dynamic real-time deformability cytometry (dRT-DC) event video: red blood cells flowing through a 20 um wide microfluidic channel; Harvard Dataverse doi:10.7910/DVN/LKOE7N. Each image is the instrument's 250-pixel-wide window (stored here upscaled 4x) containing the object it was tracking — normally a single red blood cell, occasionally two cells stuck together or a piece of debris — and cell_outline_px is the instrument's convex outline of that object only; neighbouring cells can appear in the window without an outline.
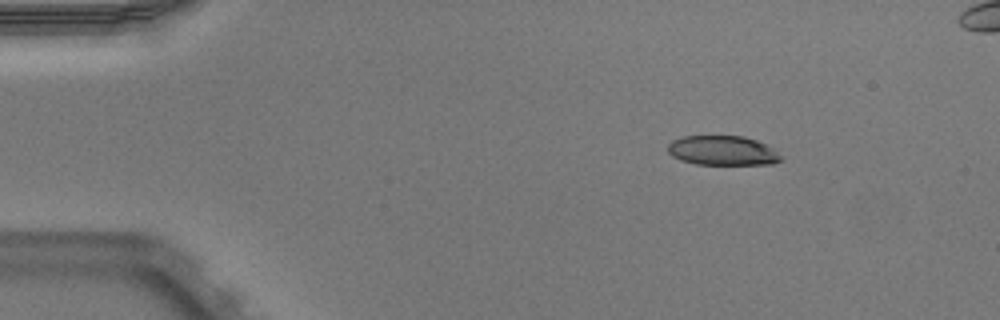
{"species": "Egyptian fruit bat (a non-hibernating species)", "species_latin": "Rousettus aegyptiacus", "temperature_condition": "warm", "stored_images_in_passage": 44, "camera_frame_rate_fps": 3000, "um_per_image_px": 0.085, "animal": {"sex": "male"}, "frame": {"image": 1, "passage_image": 1, "time_ms": 0.0, "image_size_px": [1000, 320], "cell_outline_px": [[784, 160], [772, 164], [696, 164], [680, 160], [672, 156], [668, 152], [668, 144], [672, 140], [680, 136], [744, 136], [756, 140], [772, 148]], "centroid_in_image_um": [61.39, 12.79], "position_along_channel_um": 23.6, "area_um2": 19.48}}
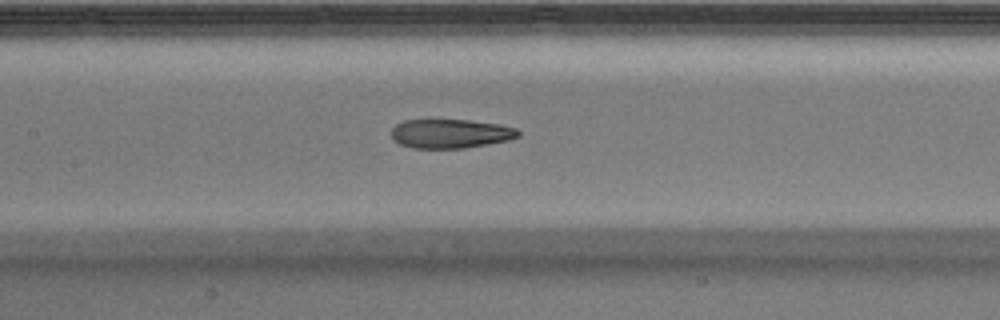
{"frame": {"image": 2, "passage_image": 18, "time_ms": 5.667, "image_size_px": [1000, 320], "cell_outline_px": [[520, 136], [508, 140], [488, 144], [464, 148], [412, 148], [400, 144], [392, 140], [392, 128], [396, 124], [404, 120], [468, 120], [500, 124], [516, 128], [520, 132]], "centroid_in_image_um": [38.29, 11.36], "position_along_channel_um": 169.1, "area_um2": 21.56}}
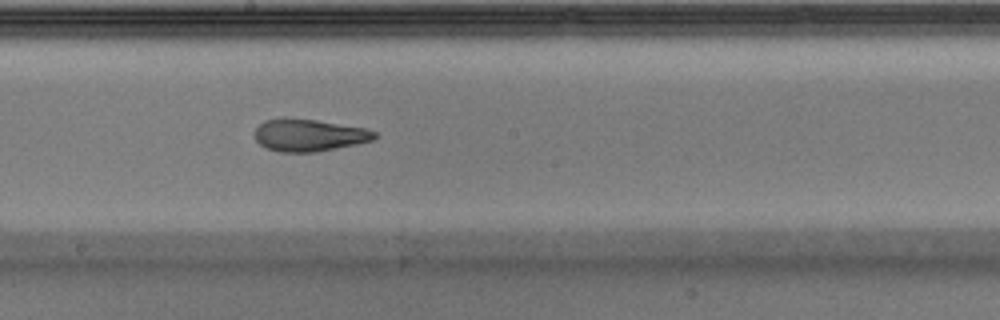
{"frame": {"image": 3, "passage_image": 22, "time_ms": 7.0, "image_size_px": [1000, 320], "cell_outline_px": [[376, 136], [372, 140], [356, 144], [316, 152], [280, 152], [264, 148], [256, 140], [252, 132], [264, 120], [284, 116], [288, 116], [316, 120], [364, 128], [376, 132]], "centroid_in_image_um": [26.17, 11.47], "position_along_channel_um": 222.0, "area_um2": 22.83}}